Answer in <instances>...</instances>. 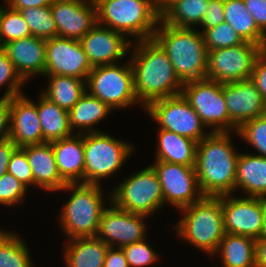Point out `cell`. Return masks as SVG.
Masks as SVG:
<instances>
[{
    "label": "cell",
    "instance_id": "1",
    "mask_svg": "<svg viewBox=\"0 0 266 267\" xmlns=\"http://www.w3.org/2000/svg\"><path fill=\"white\" fill-rule=\"evenodd\" d=\"M129 61L133 70L134 91L140 107L181 94L183 82L162 47L152 38L132 43Z\"/></svg>",
    "mask_w": 266,
    "mask_h": 267
},
{
    "label": "cell",
    "instance_id": "2",
    "mask_svg": "<svg viewBox=\"0 0 266 267\" xmlns=\"http://www.w3.org/2000/svg\"><path fill=\"white\" fill-rule=\"evenodd\" d=\"M235 134L237 132H210L197 143L195 170L204 196L235 193L236 168L240 154L239 150L234 149L232 136Z\"/></svg>",
    "mask_w": 266,
    "mask_h": 267
},
{
    "label": "cell",
    "instance_id": "3",
    "mask_svg": "<svg viewBox=\"0 0 266 267\" xmlns=\"http://www.w3.org/2000/svg\"><path fill=\"white\" fill-rule=\"evenodd\" d=\"M153 39L166 52L183 83L206 78L208 50L201 31L172 27L160 20Z\"/></svg>",
    "mask_w": 266,
    "mask_h": 267
},
{
    "label": "cell",
    "instance_id": "4",
    "mask_svg": "<svg viewBox=\"0 0 266 267\" xmlns=\"http://www.w3.org/2000/svg\"><path fill=\"white\" fill-rule=\"evenodd\" d=\"M101 188V185L96 184L67 183L60 190L72 192L57 216L67 240L97 236L103 211L108 207L107 203L111 202V192L107 196L109 198H105Z\"/></svg>",
    "mask_w": 266,
    "mask_h": 267
},
{
    "label": "cell",
    "instance_id": "5",
    "mask_svg": "<svg viewBox=\"0 0 266 267\" xmlns=\"http://www.w3.org/2000/svg\"><path fill=\"white\" fill-rule=\"evenodd\" d=\"M179 211L183 215L173 226L176 235L213 257L225 234L221 195L203 196Z\"/></svg>",
    "mask_w": 266,
    "mask_h": 267
},
{
    "label": "cell",
    "instance_id": "6",
    "mask_svg": "<svg viewBox=\"0 0 266 267\" xmlns=\"http://www.w3.org/2000/svg\"><path fill=\"white\" fill-rule=\"evenodd\" d=\"M94 1L98 24L125 34L133 42L153 38L161 17L149 0Z\"/></svg>",
    "mask_w": 266,
    "mask_h": 267
},
{
    "label": "cell",
    "instance_id": "7",
    "mask_svg": "<svg viewBox=\"0 0 266 267\" xmlns=\"http://www.w3.org/2000/svg\"><path fill=\"white\" fill-rule=\"evenodd\" d=\"M134 144L114 138L104 130L84 134V183L102 185L133 155Z\"/></svg>",
    "mask_w": 266,
    "mask_h": 267
},
{
    "label": "cell",
    "instance_id": "8",
    "mask_svg": "<svg viewBox=\"0 0 266 267\" xmlns=\"http://www.w3.org/2000/svg\"><path fill=\"white\" fill-rule=\"evenodd\" d=\"M120 181L111 192V203L122 210L150 217L163 209L164 197L151 165Z\"/></svg>",
    "mask_w": 266,
    "mask_h": 267
},
{
    "label": "cell",
    "instance_id": "9",
    "mask_svg": "<svg viewBox=\"0 0 266 267\" xmlns=\"http://www.w3.org/2000/svg\"><path fill=\"white\" fill-rule=\"evenodd\" d=\"M120 63L93 67L86 79V91L115 112L139 103L134 91L131 63L128 58Z\"/></svg>",
    "mask_w": 266,
    "mask_h": 267
},
{
    "label": "cell",
    "instance_id": "10",
    "mask_svg": "<svg viewBox=\"0 0 266 267\" xmlns=\"http://www.w3.org/2000/svg\"><path fill=\"white\" fill-rule=\"evenodd\" d=\"M181 94L211 132H237L230 120L222 84L203 78L184 82Z\"/></svg>",
    "mask_w": 266,
    "mask_h": 267
},
{
    "label": "cell",
    "instance_id": "11",
    "mask_svg": "<svg viewBox=\"0 0 266 267\" xmlns=\"http://www.w3.org/2000/svg\"><path fill=\"white\" fill-rule=\"evenodd\" d=\"M143 111L160 129L173 131L196 142H200L211 132H205L207 127L182 94L155 100Z\"/></svg>",
    "mask_w": 266,
    "mask_h": 267
},
{
    "label": "cell",
    "instance_id": "12",
    "mask_svg": "<svg viewBox=\"0 0 266 267\" xmlns=\"http://www.w3.org/2000/svg\"><path fill=\"white\" fill-rule=\"evenodd\" d=\"M262 50L260 45L245 41L208 51L206 78L221 84L250 79L255 59Z\"/></svg>",
    "mask_w": 266,
    "mask_h": 267
},
{
    "label": "cell",
    "instance_id": "13",
    "mask_svg": "<svg viewBox=\"0 0 266 267\" xmlns=\"http://www.w3.org/2000/svg\"><path fill=\"white\" fill-rule=\"evenodd\" d=\"M161 184L165 205L171 204L180 210L200 200L201 193L195 166L155 160L151 164ZM168 203V204H167Z\"/></svg>",
    "mask_w": 266,
    "mask_h": 267
},
{
    "label": "cell",
    "instance_id": "14",
    "mask_svg": "<svg viewBox=\"0 0 266 267\" xmlns=\"http://www.w3.org/2000/svg\"><path fill=\"white\" fill-rule=\"evenodd\" d=\"M109 205L100 219L97 233L100 240L109 247L122 248L147 238V216L119 209L111 202Z\"/></svg>",
    "mask_w": 266,
    "mask_h": 267
},
{
    "label": "cell",
    "instance_id": "15",
    "mask_svg": "<svg viewBox=\"0 0 266 267\" xmlns=\"http://www.w3.org/2000/svg\"><path fill=\"white\" fill-rule=\"evenodd\" d=\"M44 75L74 76L86 81L92 66L80 40L55 36L46 40Z\"/></svg>",
    "mask_w": 266,
    "mask_h": 267
},
{
    "label": "cell",
    "instance_id": "16",
    "mask_svg": "<svg viewBox=\"0 0 266 267\" xmlns=\"http://www.w3.org/2000/svg\"><path fill=\"white\" fill-rule=\"evenodd\" d=\"M234 195H221L225 233L247 236L255 240L260 238L262 231L261 198Z\"/></svg>",
    "mask_w": 266,
    "mask_h": 267
},
{
    "label": "cell",
    "instance_id": "17",
    "mask_svg": "<svg viewBox=\"0 0 266 267\" xmlns=\"http://www.w3.org/2000/svg\"><path fill=\"white\" fill-rule=\"evenodd\" d=\"M80 42L92 67L120 62L130 55L133 43L125 34L98 23Z\"/></svg>",
    "mask_w": 266,
    "mask_h": 267
},
{
    "label": "cell",
    "instance_id": "18",
    "mask_svg": "<svg viewBox=\"0 0 266 267\" xmlns=\"http://www.w3.org/2000/svg\"><path fill=\"white\" fill-rule=\"evenodd\" d=\"M50 9L59 37L81 40L97 23L94 0H55Z\"/></svg>",
    "mask_w": 266,
    "mask_h": 267
},
{
    "label": "cell",
    "instance_id": "19",
    "mask_svg": "<svg viewBox=\"0 0 266 267\" xmlns=\"http://www.w3.org/2000/svg\"><path fill=\"white\" fill-rule=\"evenodd\" d=\"M18 148L44 143L37 105L27 94L10 98V136Z\"/></svg>",
    "mask_w": 266,
    "mask_h": 267
},
{
    "label": "cell",
    "instance_id": "20",
    "mask_svg": "<svg viewBox=\"0 0 266 267\" xmlns=\"http://www.w3.org/2000/svg\"><path fill=\"white\" fill-rule=\"evenodd\" d=\"M230 120L239 128L244 122L266 114V102L250 80L222 84Z\"/></svg>",
    "mask_w": 266,
    "mask_h": 267
},
{
    "label": "cell",
    "instance_id": "21",
    "mask_svg": "<svg viewBox=\"0 0 266 267\" xmlns=\"http://www.w3.org/2000/svg\"><path fill=\"white\" fill-rule=\"evenodd\" d=\"M2 49L27 83L31 77H43L46 65L45 39L30 35L9 42Z\"/></svg>",
    "mask_w": 266,
    "mask_h": 267
},
{
    "label": "cell",
    "instance_id": "22",
    "mask_svg": "<svg viewBox=\"0 0 266 267\" xmlns=\"http://www.w3.org/2000/svg\"><path fill=\"white\" fill-rule=\"evenodd\" d=\"M27 156L34 177V187L54 193L67 183L61 178L50 142L27 145L21 148ZM53 191V192H51Z\"/></svg>",
    "mask_w": 266,
    "mask_h": 267
},
{
    "label": "cell",
    "instance_id": "23",
    "mask_svg": "<svg viewBox=\"0 0 266 267\" xmlns=\"http://www.w3.org/2000/svg\"><path fill=\"white\" fill-rule=\"evenodd\" d=\"M61 178L66 183H84V134L50 142Z\"/></svg>",
    "mask_w": 266,
    "mask_h": 267
},
{
    "label": "cell",
    "instance_id": "24",
    "mask_svg": "<svg viewBox=\"0 0 266 267\" xmlns=\"http://www.w3.org/2000/svg\"><path fill=\"white\" fill-rule=\"evenodd\" d=\"M243 191L244 197L266 198V157L241 153L237 161L235 194Z\"/></svg>",
    "mask_w": 266,
    "mask_h": 267
},
{
    "label": "cell",
    "instance_id": "25",
    "mask_svg": "<svg viewBox=\"0 0 266 267\" xmlns=\"http://www.w3.org/2000/svg\"><path fill=\"white\" fill-rule=\"evenodd\" d=\"M67 242L62 250L65 267H103L109 246L97 236L73 238Z\"/></svg>",
    "mask_w": 266,
    "mask_h": 267
},
{
    "label": "cell",
    "instance_id": "26",
    "mask_svg": "<svg viewBox=\"0 0 266 267\" xmlns=\"http://www.w3.org/2000/svg\"><path fill=\"white\" fill-rule=\"evenodd\" d=\"M114 111L99 98L90 95L87 91L78 102L68 111L69 127L76 134L100 132L97 124ZM79 129V130H78Z\"/></svg>",
    "mask_w": 266,
    "mask_h": 267
},
{
    "label": "cell",
    "instance_id": "27",
    "mask_svg": "<svg viewBox=\"0 0 266 267\" xmlns=\"http://www.w3.org/2000/svg\"><path fill=\"white\" fill-rule=\"evenodd\" d=\"M157 141L154 160L195 166L198 142L160 128L157 131Z\"/></svg>",
    "mask_w": 266,
    "mask_h": 267
},
{
    "label": "cell",
    "instance_id": "28",
    "mask_svg": "<svg viewBox=\"0 0 266 267\" xmlns=\"http://www.w3.org/2000/svg\"><path fill=\"white\" fill-rule=\"evenodd\" d=\"M255 244L253 238L225 233L213 256L220 255L222 267H256Z\"/></svg>",
    "mask_w": 266,
    "mask_h": 267
},
{
    "label": "cell",
    "instance_id": "29",
    "mask_svg": "<svg viewBox=\"0 0 266 267\" xmlns=\"http://www.w3.org/2000/svg\"><path fill=\"white\" fill-rule=\"evenodd\" d=\"M224 18L244 41L266 49V35L246 9L244 0H224Z\"/></svg>",
    "mask_w": 266,
    "mask_h": 267
},
{
    "label": "cell",
    "instance_id": "30",
    "mask_svg": "<svg viewBox=\"0 0 266 267\" xmlns=\"http://www.w3.org/2000/svg\"><path fill=\"white\" fill-rule=\"evenodd\" d=\"M37 102V111L45 142L60 140L74 134L69 127L67 110L60 108L41 93Z\"/></svg>",
    "mask_w": 266,
    "mask_h": 267
},
{
    "label": "cell",
    "instance_id": "31",
    "mask_svg": "<svg viewBox=\"0 0 266 267\" xmlns=\"http://www.w3.org/2000/svg\"><path fill=\"white\" fill-rule=\"evenodd\" d=\"M48 77L46 89L41 94L60 108L71 110L86 92V81L74 76L43 75Z\"/></svg>",
    "mask_w": 266,
    "mask_h": 267
},
{
    "label": "cell",
    "instance_id": "32",
    "mask_svg": "<svg viewBox=\"0 0 266 267\" xmlns=\"http://www.w3.org/2000/svg\"><path fill=\"white\" fill-rule=\"evenodd\" d=\"M208 3L209 0H180L161 16V21L172 27L196 28L201 24Z\"/></svg>",
    "mask_w": 266,
    "mask_h": 267
},
{
    "label": "cell",
    "instance_id": "33",
    "mask_svg": "<svg viewBox=\"0 0 266 267\" xmlns=\"http://www.w3.org/2000/svg\"><path fill=\"white\" fill-rule=\"evenodd\" d=\"M26 241L14 231L0 238V267H34Z\"/></svg>",
    "mask_w": 266,
    "mask_h": 267
},
{
    "label": "cell",
    "instance_id": "34",
    "mask_svg": "<svg viewBox=\"0 0 266 267\" xmlns=\"http://www.w3.org/2000/svg\"><path fill=\"white\" fill-rule=\"evenodd\" d=\"M32 36L50 39L57 36V29L50 6L33 7L21 10Z\"/></svg>",
    "mask_w": 266,
    "mask_h": 267
},
{
    "label": "cell",
    "instance_id": "35",
    "mask_svg": "<svg viewBox=\"0 0 266 267\" xmlns=\"http://www.w3.org/2000/svg\"><path fill=\"white\" fill-rule=\"evenodd\" d=\"M28 25L19 11L8 5L0 6V36L2 46L17 39L30 36Z\"/></svg>",
    "mask_w": 266,
    "mask_h": 267
},
{
    "label": "cell",
    "instance_id": "36",
    "mask_svg": "<svg viewBox=\"0 0 266 267\" xmlns=\"http://www.w3.org/2000/svg\"><path fill=\"white\" fill-rule=\"evenodd\" d=\"M236 135L257 150L256 155L266 157V114L244 122Z\"/></svg>",
    "mask_w": 266,
    "mask_h": 267
},
{
    "label": "cell",
    "instance_id": "37",
    "mask_svg": "<svg viewBox=\"0 0 266 267\" xmlns=\"http://www.w3.org/2000/svg\"><path fill=\"white\" fill-rule=\"evenodd\" d=\"M202 33L208 51L241 45L245 42L227 22L204 29Z\"/></svg>",
    "mask_w": 266,
    "mask_h": 267
},
{
    "label": "cell",
    "instance_id": "38",
    "mask_svg": "<svg viewBox=\"0 0 266 267\" xmlns=\"http://www.w3.org/2000/svg\"><path fill=\"white\" fill-rule=\"evenodd\" d=\"M27 83L17 72L15 66L8 58L7 54L0 49V89L6 87V90L1 96L2 98H12L24 94L22 92L23 85Z\"/></svg>",
    "mask_w": 266,
    "mask_h": 267
},
{
    "label": "cell",
    "instance_id": "39",
    "mask_svg": "<svg viewBox=\"0 0 266 267\" xmlns=\"http://www.w3.org/2000/svg\"><path fill=\"white\" fill-rule=\"evenodd\" d=\"M147 239L122 247L129 267H150L160 260L159 253L148 244Z\"/></svg>",
    "mask_w": 266,
    "mask_h": 267
},
{
    "label": "cell",
    "instance_id": "40",
    "mask_svg": "<svg viewBox=\"0 0 266 267\" xmlns=\"http://www.w3.org/2000/svg\"><path fill=\"white\" fill-rule=\"evenodd\" d=\"M28 189L12 174L5 173L0 177V204L6 207H17L26 197Z\"/></svg>",
    "mask_w": 266,
    "mask_h": 267
},
{
    "label": "cell",
    "instance_id": "41",
    "mask_svg": "<svg viewBox=\"0 0 266 267\" xmlns=\"http://www.w3.org/2000/svg\"><path fill=\"white\" fill-rule=\"evenodd\" d=\"M8 173L22 182L27 188L34 186V177L26 153L17 148L11 156L8 164Z\"/></svg>",
    "mask_w": 266,
    "mask_h": 267
},
{
    "label": "cell",
    "instance_id": "42",
    "mask_svg": "<svg viewBox=\"0 0 266 267\" xmlns=\"http://www.w3.org/2000/svg\"><path fill=\"white\" fill-rule=\"evenodd\" d=\"M225 22L224 0H209L207 10L201 21V32Z\"/></svg>",
    "mask_w": 266,
    "mask_h": 267
},
{
    "label": "cell",
    "instance_id": "43",
    "mask_svg": "<svg viewBox=\"0 0 266 267\" xmlns=\"http://www.w3.org/2000/svg\"><path fill=\"white\" fill-rule=\"evenodd\" d=\"M250 80L266 102V49H263L256 57Z\"/></svg>",
    "mask_w": 266,
    "mask_h": 267
},
{
    "label": "cell",
    "instance_id": "44",
    "mask_svg": "<svg viewBox=\"0 0 266 267\" xmlns=\"http://www.w3.org/2000/svg\"><path fill=\"white\" fill-rule=\"evenodd\" d=\"M258 28L266 35V0H244Z\"/></svg>",
    "mask_w": 266,
    "mask_h": 267
},
{
    "label": "cell",
    "instance_id": "45",
    "mask_svg": "<svg viewBox=\"0 0 266 267\" xmlns=\"http://www.w3.org/2000/svg\"><path fill=\"white\" fill-rule=\"evenodd\" d=\"M10 136V98L0 100V141Z\"/></svg>",
    "mask_w": 266,
    "mask_h": 267
},
{
    "label": "cell",
    "instance_id": "46",
    "mask_svg": "<svg viewBox=\"0 0 266 267\" xmlns=\"http://www.w3.org/2000/svg\"><path fill=\"white\" fill-rule=\"evenodd\" d=\"M17 148L10 138L0 141V177L7 173L11 156Z\"/></svg>",
    "mask_w": 266,
    "mask_h": 267
},
{
    "label": "cell",
    "instance_id": "47",
    "mask_svg": "<svg viewBox=\"0 0 266 267\" xmlns=\"http://www.w3.org/2000/svg\"><path fill=\"white\" fill-rule=\"evenodd\" d=\"M103 267H129L123 249L109 247L105 255Z\"/></svg>",
    "mask_w": 266,
    "mask_h": 267
},
{
    "label": "cell",
    "instance_id": "48",
    "mask_svg": "<svg viewBox=\"0 0 266 267\" xmlns=\"http://www.w3.org/2000/svg\"><path fill=\"white\" fill-rule=\"evenodd\" d=\"M55 0H3L11 9L21 11L26 8L51 6Z\"/></svg>",
    "mask_w": 266,
    "mask_h": 267
},
{
    "label": "cell",
    "instance_id": "49",
    "mask_svg": "<svg viewBox=\"0 0 266 267\" xmlns=\"http://www.w3.org/2000/svg\"><path fill=\"white\" fill-rule=\"evenodd\" d=\"M255 262L256 267H266V238L256 239Z\"/></svg>",
    "mask_w": 266,
    "mask_h": 267
},
{
    "label": "cell",
    "instance_id": "50",
    "mask_svg": "<svg viewBox=\"0 0 266 267\" xmlns=\"http://www.w3.org/2000/svg\"><path fill=\"white\" fill-rule=\"evenodd\" d=\"M180 0H159L155 5L157 14L161 17L171 6Z\"/></svg>",
    "mask_w": 266,
    "mask_h": 267
},
{
    "label": "cell",
    "instance_id": "51",
    "mask_svg": "<svg viewBox=\"0 0 266 267\" xmlns=\"http://www.w3.org/2000/svg\"><path fill=\"white\" fill-rule=\"evenodd\" d=\"M262 231L260 238H266V198H261Z\"/></svg>",
    "mask_w": 266,
    "mask_h": 267
},
{
    "label": "cell",
    "instance_id": "52",
    "mask_svg": "<svg viewBox=\"0 0 266 267\" xmlns=\"http://www.w3.org/2000/svg\"><path fill=\"white\" fill-rule=\"evenodd\" d=\"M7 231L6 230H2V228H0V238L6 233Z\"/></svg>",
    "mask_w": 266,
    "mask_h": 267
},
{
    "label": "cell",
    "instance_id": "53",
    "mask_svg": "<svg viewBox=\"0 0 266 267\" xmlns=\"http://www.w3.org/2000/svg\"><path fill=\"white\" fill-rule=\"evenodd\" d=\"M149 1L154 5H156L159 2V0H149Z\"/></svg>",
    "mask_w": 266,
    "mask_h": 267
},
{
    "label": "cell",
    "instance_id": "54",
    "mask_svg": "<svg viewBox=\"0 0 266 267\" xmlns=\"http://www.w3.org/2000/svg\"><path fill=\"white\" fill-rule=\"evenodd\" d=\"M2 48V44H1V36H0V49Z\"/></svg>",
    "mask_w": 266,
    "mask_h": 267
}]
</instances>
